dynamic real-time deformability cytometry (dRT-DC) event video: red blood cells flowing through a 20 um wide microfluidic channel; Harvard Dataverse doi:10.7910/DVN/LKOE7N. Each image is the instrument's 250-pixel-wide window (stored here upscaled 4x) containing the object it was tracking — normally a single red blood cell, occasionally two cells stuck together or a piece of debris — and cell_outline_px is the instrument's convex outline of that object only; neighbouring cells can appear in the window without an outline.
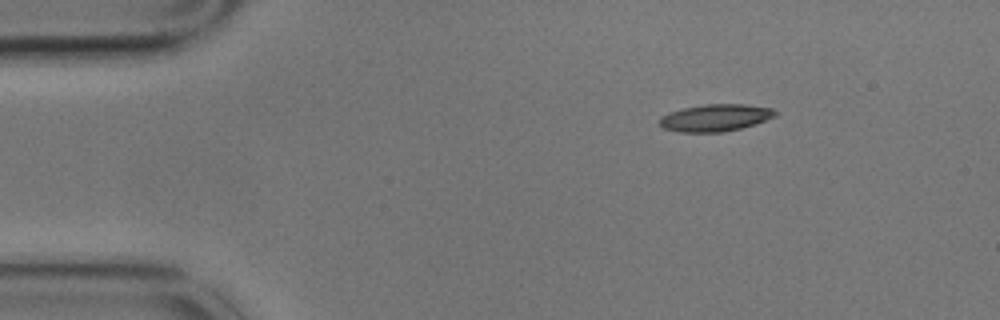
{"species": "common noctule bat (a hibernating species)", "species_latin": "Nyctalus noctula", "temperature_condition": "cold", "stored_images_in_passage": 14, "camera_frame_rate_fps": 3000, "um_per_image_px": 0.085, "animal": {"sex": "male", "body_mass_g": 17.9}, "frame": {"image": 1, "passage_image": 1, "time_ms": 0.0, "image_size_px": [1000, 320], "cell_outline_px": [[776, 116], [740, 128], [720, 132], [680, 132], [664, 128], [660, 124], [660, 116], [668, 112], [684, 108], [704, 104], [744, 104], [772, 108], [776, 112]], "centroid_in_image_um": [60.77, 10.0], "position_along_channel_um": 24.2, "area_um2": 18.03}}
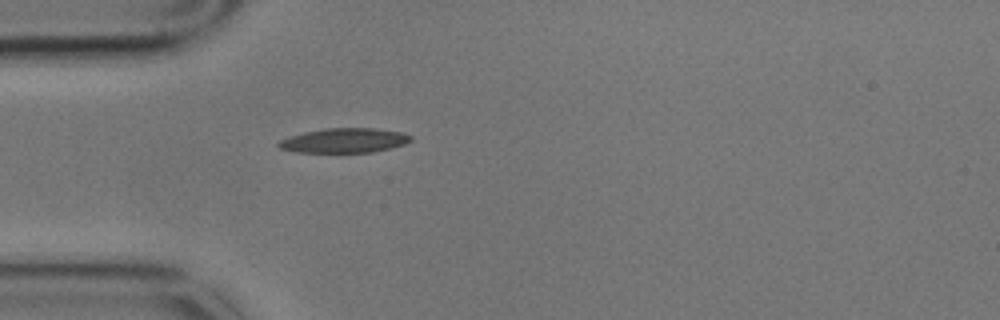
{"frame": {"image": 2, "passage_image": 9, "time_ms": 2.667, "image_size_px": [1000, 320], "cell_outline_px": [[412, 140], [404, 144], [372, 152], [296, 152], [280, 148], [276, 144], [280, 140], [288, 136], [304, 132], [324, 128], [372, 128], [400, 132], [412, 136]], "centroid_in_image_um": [29.22, 11.93], "position_along_channel_um": 55.8, "area_um2": 18.79}}